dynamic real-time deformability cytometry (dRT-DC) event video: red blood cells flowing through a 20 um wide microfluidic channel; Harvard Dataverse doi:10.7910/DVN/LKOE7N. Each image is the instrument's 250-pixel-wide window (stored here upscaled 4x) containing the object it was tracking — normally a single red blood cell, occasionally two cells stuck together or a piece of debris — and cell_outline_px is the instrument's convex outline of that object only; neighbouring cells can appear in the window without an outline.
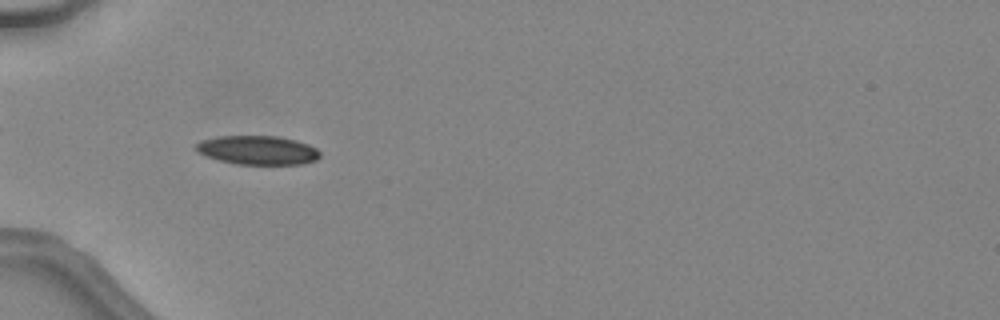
{"species": "common noctule bat (a hibernating species)", "species_latin": "Nyctalus noctula", "temperature_condition": "warm", "stored_images_in_passage": 47, "camera_frame_rate_fps": 3000, "um_per_image_px": 0.085, "animal": {"sex": "female", "body_mass_g": 24.6, "forearm_length_mm": 56.2}, "frame": {"image": 1, "passage_image": 17, "time_ms": 5.333, "image_size_px": [1000, 320], "cell_outline_px": [[320, 156], [316, 160], [300, 164], [236, 164], [220, 160], [196, 152], [196, 144], [200, 140], [216, 136], [280, 136], [296, 140], [308, 144], [316, 148], [320, 152]], "centroid_in_image_um": [21.9, 12.75], "position_along_channel_um": 63.1, "area_um2": 20.92}}
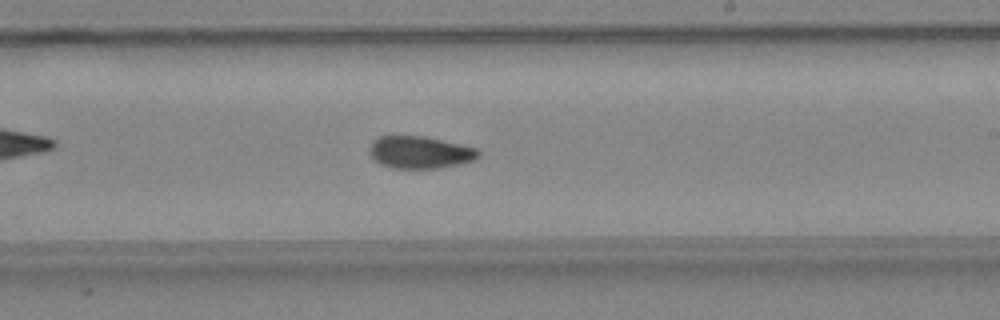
{"frame": {"image": 2, "passage_image": 30, "time_ms": 9.667, "image_size_px": [1000, 320], "cell_outline_px": [[480, 156], [476, 160], [460, 164], [436, 168], [388, 168], [380, 164], [368, 152], [368, 148], [372, 140], [380, 136], [424, 136], [476, 148], [480, 152]], "centroid_in_image_um": [35.67, 12.95], "position_along_channel_um": 253.3, "area_um2": 20.58}}
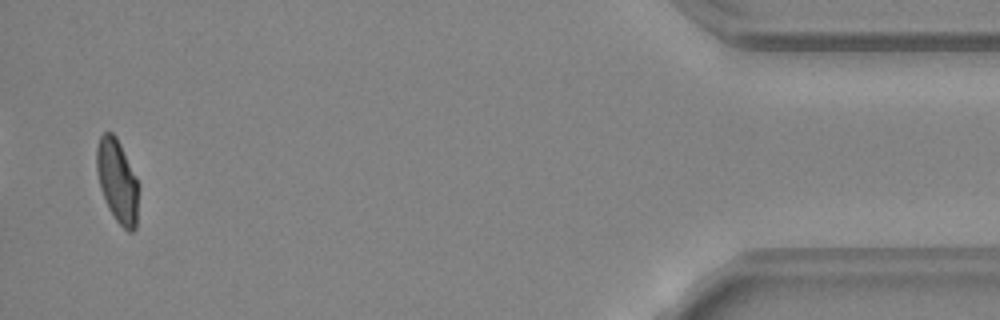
{"frame": {"image": 3, "passage_image": 46, "time_ms": 15.0, "image_size_px": [1000, 320], "cell_outline_px": [[140, 184], [136, 228], [132, 232], [128, 232], [116, 220], [108, 208], [100, 188], [96, 172], [96, 148], [100, 136], [104, 132], [112, 132], [116, 136]], "centroid_in_image_um": [9.99, 15.4], "position_along_channel_um": 425.2, "area_um2": 20.69}, "authors_computed_cell_mechanics": {"area_um2": 20.7502, "velocity_mm_per_s": 4.56, "shape_relaxation_time_tau1_ms": 9.8265, "shape_relaxation_time_tau2_ms": 2.9499, "deformation_change_tau1": 0.2214, "deformation_change_tau2": 0.0912}}